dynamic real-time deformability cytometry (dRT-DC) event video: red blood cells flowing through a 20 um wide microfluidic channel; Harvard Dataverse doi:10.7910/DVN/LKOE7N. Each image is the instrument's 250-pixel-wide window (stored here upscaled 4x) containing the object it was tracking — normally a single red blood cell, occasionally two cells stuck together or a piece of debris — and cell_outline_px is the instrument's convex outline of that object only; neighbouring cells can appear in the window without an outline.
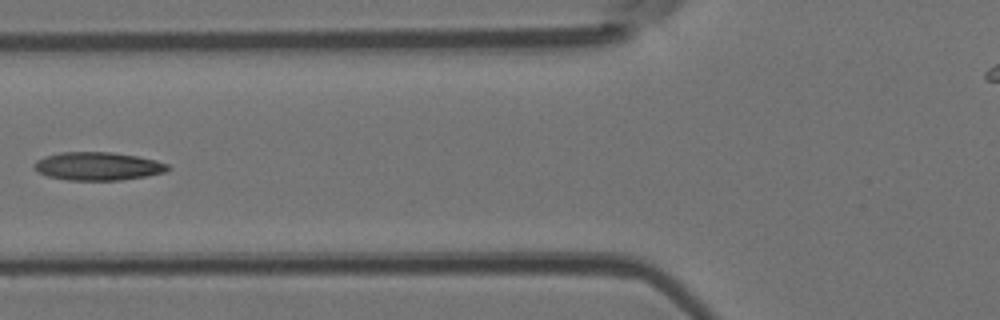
{"species": "Egyptian fruit bat (a non-hibernating species)", "species_latin": "Rousettus aegyptiacus", "temperature_condition": "room temperature", "stored_images_in_passage": 4, "camera_frame_rate_fps": 3000, "um_per_image_px": 0.085, "animal": {"sex": "female"}, "frame": {"image": 1, "passage_image": 4, "time_ms": 1.0, "image_size_px": [1000, 320], "cell_outline_px": [[172, 168], [164, 172], [148, 176], [120, 180], [68, 180], [48, 176], [32, 168], [32, 164], [36, 160], [44, 156], [60, 152], [112, 152], [136, 156], [156, 160], [168, 164]], "centroid_in_image_um": [8.31, 14.12], "position_along_channel_um": 117.5, "area_um2": 22.08}}